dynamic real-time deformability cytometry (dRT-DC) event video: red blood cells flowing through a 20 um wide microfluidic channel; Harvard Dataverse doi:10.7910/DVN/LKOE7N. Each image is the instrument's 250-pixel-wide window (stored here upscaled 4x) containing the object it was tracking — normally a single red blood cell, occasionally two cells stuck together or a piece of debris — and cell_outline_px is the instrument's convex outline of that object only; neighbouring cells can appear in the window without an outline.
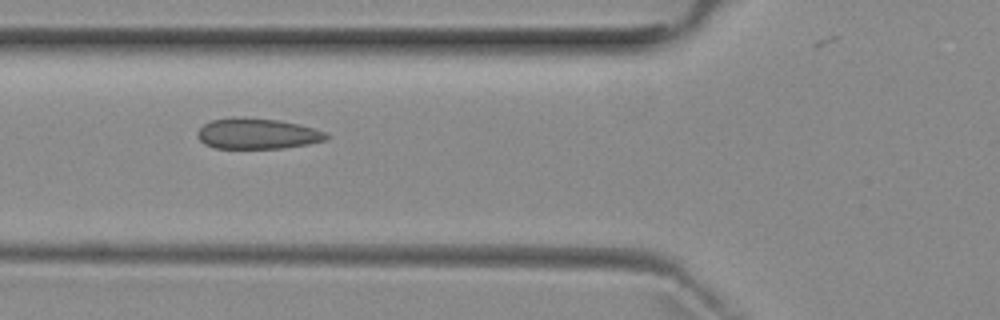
{"species": "common noctule bat (a hibernating species)", "species_latin": "Nyctalus noctula", "temperature_condition": "room temperature", "stored_images_in_passage": 6, "camera_frame_rate_fps": 3000, "um_per_image_px": 0.085, "animal": {"sex": "female", "body_mass_g": 29.2, "forearm_length_mm": 56.3}, "frame": {"image": 1, "passage_image": 5, "time_ms": 4.667, "image_size_px": [1000, 320], "cell_outline_px": [[328, 140], [308, 144], [284, 148], [216, 148], [204, 144], [196, 136], [196, 132], [204, 124], [212, 120], [244, 116], [280, 120], [312, 128], [324, 132], [328, 136]], "centroid_in_image_um": [21.84, 11.36], "position_along_channel_um": 104.0, "area_um2": 23.06}}
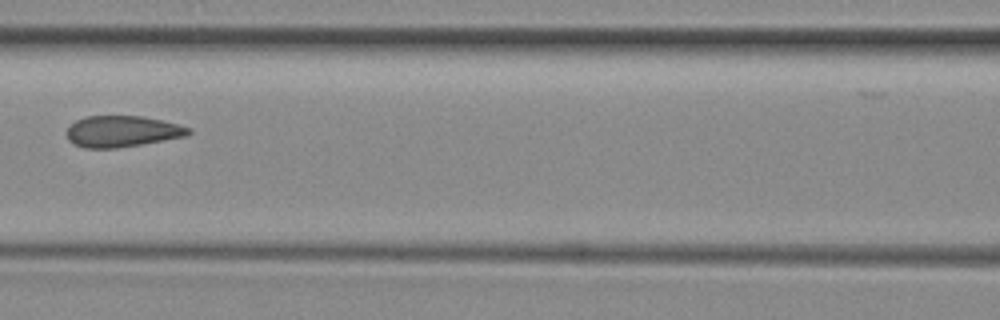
{"frame": {"image": 2, "passage_image": 6, "time_ms": 6.0, "image_size_px": [1000, 320], "cell_outline_px": [[192, 132], [184, 136], [164, 140], [116, 148], [84, 148], [72, 144], [68, 140], [64, 132], [76, 120], [84, 116], [144, 116], [192, 128]], "centroid_in_image_um": [10.32, 11.17], "position_along_channel_um": 156.3, "area_um2": 22.2}}